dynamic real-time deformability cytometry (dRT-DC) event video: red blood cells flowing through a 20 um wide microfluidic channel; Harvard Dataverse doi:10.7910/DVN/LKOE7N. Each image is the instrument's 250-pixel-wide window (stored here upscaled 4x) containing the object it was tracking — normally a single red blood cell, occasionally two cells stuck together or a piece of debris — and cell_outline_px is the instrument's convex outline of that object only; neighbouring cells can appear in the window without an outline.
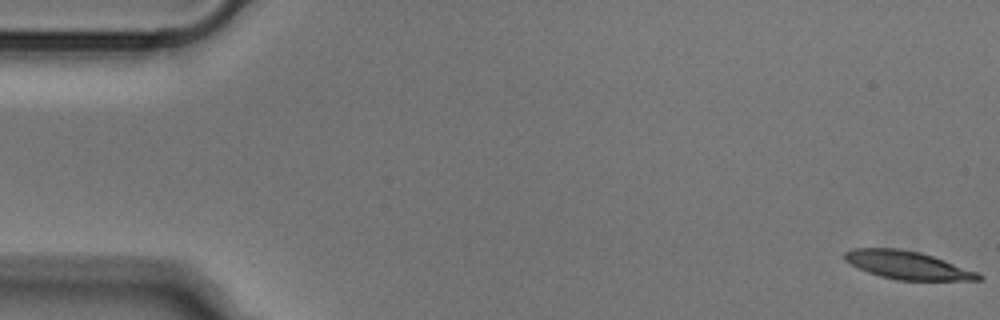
{"species": "Egyptian fruit bat (a non-hibernating species)", "species_latin": "Rousettus aegyptiacus", "temperature_condition": "cold", "stored_images_in_passage": 52, "camera_frame_rate_fps": 3000, "um_per_image_px": 0.085, "animal": {"sex": "male"}, "frame": {"image": 1, "passage_image": 1, "time_ms": 0.0, "image_size_px": [1000, 320], "cell_outline_px": [[984, 280], [896, 280], [880, 276], [868, 272], [844, 260], [844, 252], [852, 248], [900, 248], [920, 252], [980, 272], [984, 276]], "centroid_in_image_um": [77.18, 22.54], "position_along_channel_um": 7.8, "area_um2": 21.96}}
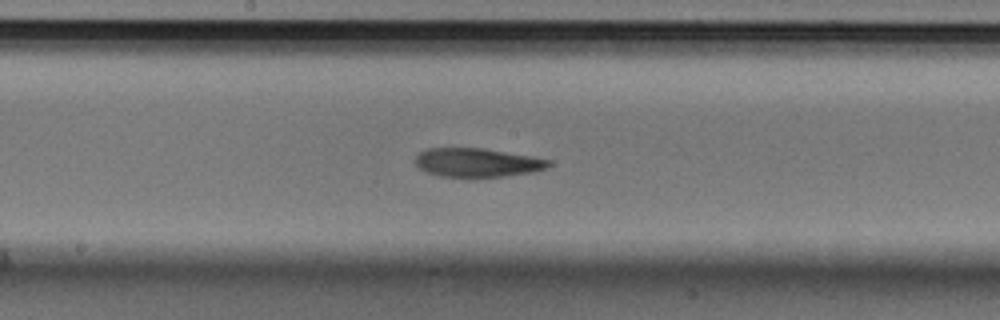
{"frame": {"image": 2, "passage_image": 27, "time_ms": 8.667, "image_size_px": [1000, 320], "cell_outline_px": [[552, 164], [548, 168], [532, 172], [504, 176], [472, 180], [440, 176], [428, 172], [420, 168], [416, 164], [416, 156], [420, 152], [428, 148], [484, 148], [532, 156], [552, 160]], "centroid_in_image_um": [40.6, 13.85], "position_along_channel_um": 207.6, "area_um2": 23.12}}
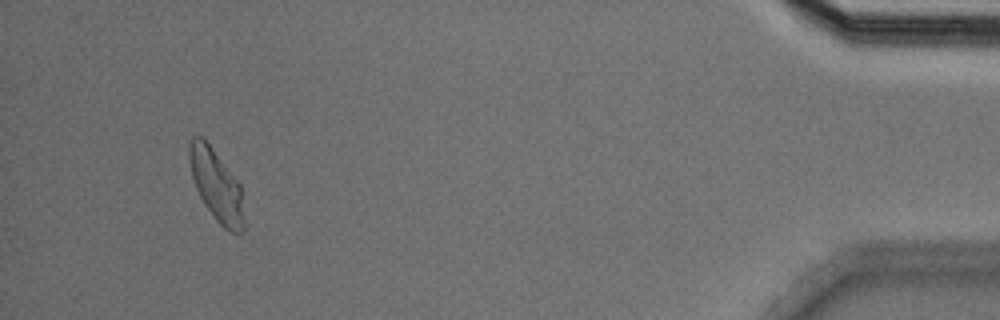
{"frame": {"image": 3, "passage_image": 49, "time_ms": 16.0, "image_size_px": [1000, 320], "cell_outline_px": [[244, 232], [228, 232], [216, 220], [204, 204], [196, 188], [192, 176], [188, 156], [188, 144], [192, 136], [204, 136], [240, 184], [244, 228]], "centroid_in_image_um": [18.36, 15.71], "position_along_channel_um": 416.8, "area_um2": 22.77}}